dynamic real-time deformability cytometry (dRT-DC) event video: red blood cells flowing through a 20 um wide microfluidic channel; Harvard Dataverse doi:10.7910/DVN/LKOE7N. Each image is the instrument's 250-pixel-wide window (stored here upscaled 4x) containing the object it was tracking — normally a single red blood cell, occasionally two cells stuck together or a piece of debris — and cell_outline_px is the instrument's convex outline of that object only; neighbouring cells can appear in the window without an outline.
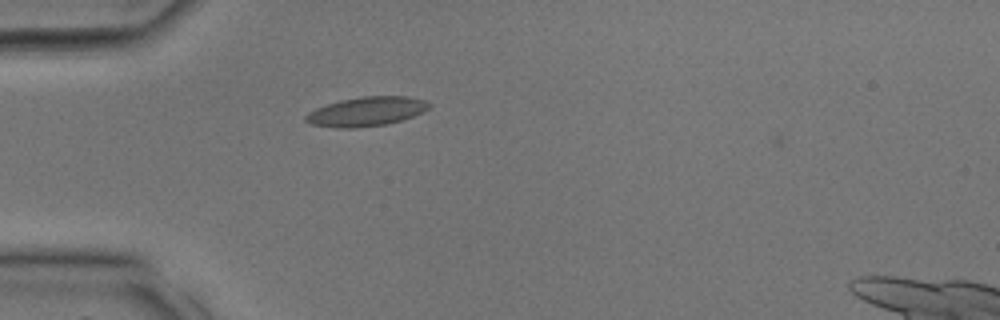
{"species": "common noctule bat (a hibernating species)", "species_latin": "Nyctalus noctula", "temperature_condition": "room temperature", "stored_images_in_passage": 7, "camera_frame_rate_fps": 3000, "um_per_image_px": 0.085, "animal": {"sex": "male", "body_mass_g": 17.9, "forearm_length_mm": 54.2}, "frame": {"image": 1, "passage_image": 6, "time_ms": 1.667, "image_size_px": [1000, 320], "cell_outline_px": [[432, 108], [424, 112], [400, 120], [384, 124], [356, 128], [340, 128], [312, 124], [304, 120], [304, 116], [308, 112], [316, 108], [340, 100], [360, 96], [408, 96], [424, 100], [432, 104]], "centroid_in_image_um": [31.17, 9.46], "position_along_channel_um": 53.8, "area_um2": 21.04}}